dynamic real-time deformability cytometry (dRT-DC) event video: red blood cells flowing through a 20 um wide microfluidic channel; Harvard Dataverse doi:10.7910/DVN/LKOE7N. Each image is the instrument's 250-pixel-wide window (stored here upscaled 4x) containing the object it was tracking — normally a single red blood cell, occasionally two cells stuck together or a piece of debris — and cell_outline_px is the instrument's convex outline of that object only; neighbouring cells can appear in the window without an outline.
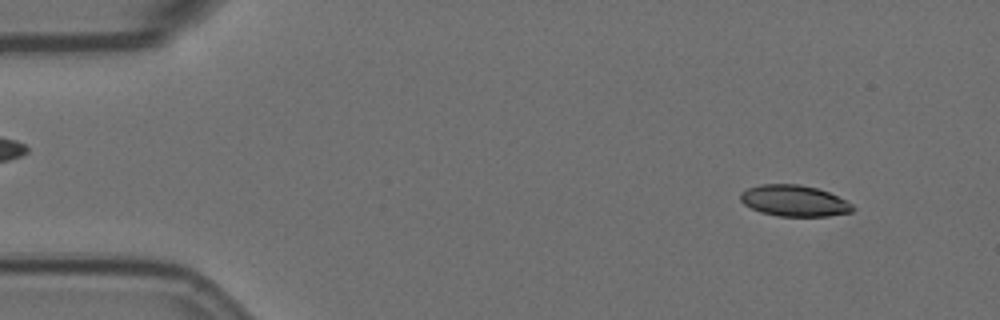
{"species": "Egyptian fruit bat (a non-hibernating species)", "species_latin": "Rousettus aegyptiacus", "temperature_condition": "room temperature", "stored_images_in_passage": 55, "camera_frame_rate_fps": 3000, "um_per_image_px": 0.085, "animal": {"sex": "female"}, "frame": {"image": 1, "passage_image": 3, "time_ms": 0.667, "image_size_px": [1000, 320], "cell_outline_px": [[856, 208], [852, 212], [828, 216], [780, 216], [760, 212], [744, 204], [740, 200], [740, 192], [748, 188], [760, 184], [800, 184], [816, 188], [828, 192], [852, 204]], "centroid_in_image_um": [67.49, 17.06], "position_along_channel_um": 17.5, "area_um2": 20.35}}
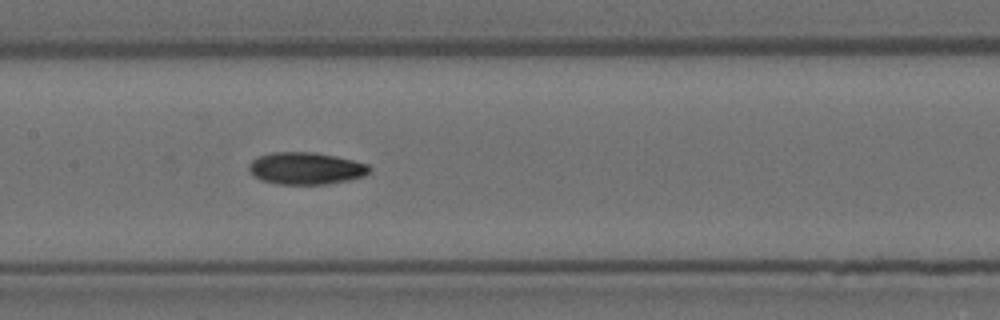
{"frame": {"image": 2, "passage_image": 25, "time_ms": 8.0, "image_size_px": [1000, 320], "cell_outline_px": [[372, 168], [364, 176], [348, 180], [328, 184], [280, 184], [260, 180], [248, 168], [248, 164], [256, 156], [272, 152], [312, 152], [336, 156], [368, 164]], "centroid_in_image_um": [25.99, 14.3], "position_along_channel_um": 181.4, "area_um2": 22.54}}
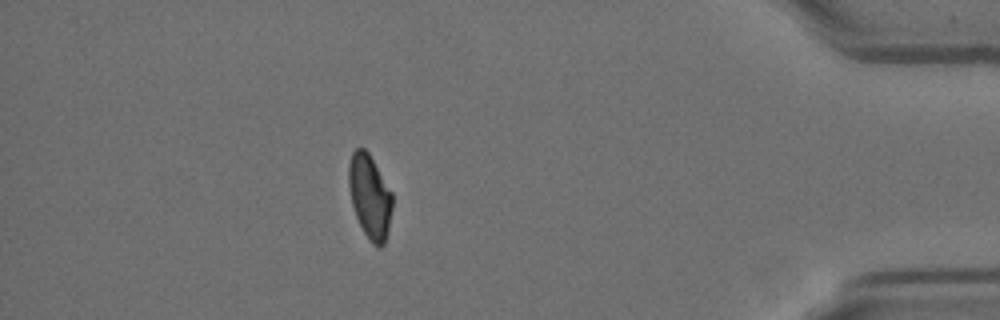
{"frame": {"image": 3, "passage_image": 48, "time_ms": 15.667, "image_size_px": [1000, 320], "cell_outline_px": [[392, 208], [388, 228], [384, 244], [380, 248], [372, 244], [364, 232], [356, 216], [352, 204], [348, 184], [348, 164], [352, 152], [356, 148], [364, 148], [368, 152], [392, 192]], "centroid_in_image_um": [31.42, 16.69], "position_along_channel_um": 403.8, "area_um2": 21.21}, "authors_computed_cell_mechanics": {"area_um2": 21.675, "velocity_mm_per_s": 3.5277, "shape_relaxation_time_tau1_ms": 6.2657, "shape_relaxation_time_tau2_ms": 8.3986, "deformation_change_tau1": 0.1697, "deformation_change_tau2": 0.1048}}